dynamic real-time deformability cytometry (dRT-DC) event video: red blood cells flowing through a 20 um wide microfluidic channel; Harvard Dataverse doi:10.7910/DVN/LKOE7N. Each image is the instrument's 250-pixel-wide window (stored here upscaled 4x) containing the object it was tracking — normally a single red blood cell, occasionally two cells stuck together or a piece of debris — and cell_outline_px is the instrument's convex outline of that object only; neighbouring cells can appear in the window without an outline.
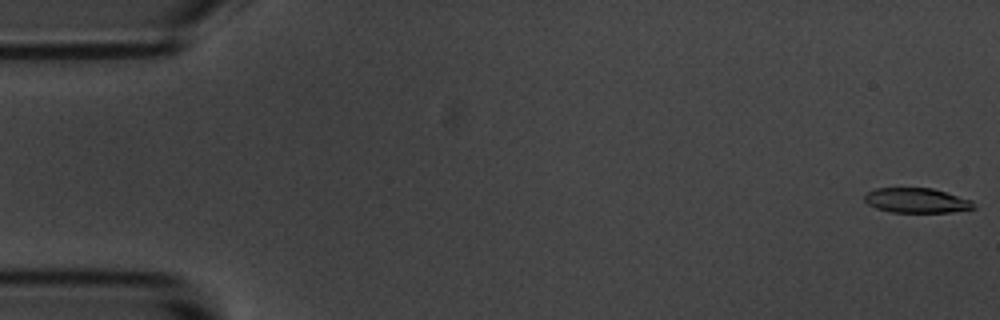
{"species": "common noctule bat (a hibernating species)", "species_latin": "Nyctalus noctula", "temperature_condition": "room temperature", "stored_images_in_passage": 8, "camera_frame_rate_fps": 3000, "um_per_image_px": 0.085, "animal": {"sex": "male", "body_mass_g": 20.1, "forearm_length_mm": 53.5}, "frame": {"image": 1, "passage_image": 1, "time_ms": 0.0, "image_size_px": [1000, 320], "cell_outline_px": [[976, 208], [952, 212], [892, 212], [876, 208], [868, 204], [864, 200], [864, 196], [868, 192], [876, 188], [932, 188], [972, 200]], "centroid_in_image_um": [77.92, 17.04], "position_along_channel_um": 7.1, "area_um2": 15.72}}
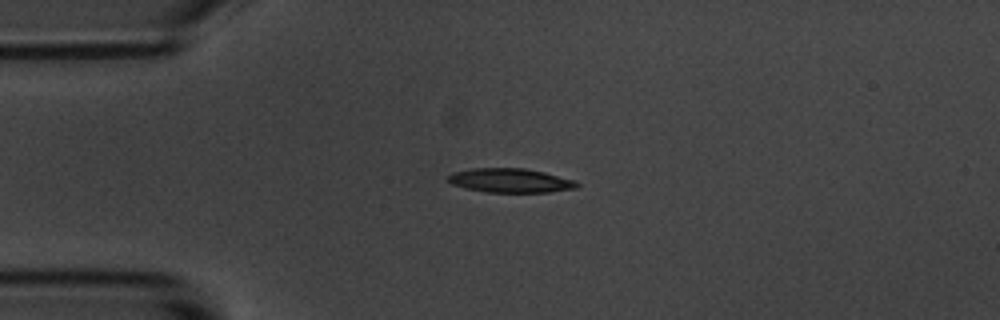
{"frame": {"image": 2, "passage_image": 5, "time_ms": 4.333, "image_size_px": [1000, 320], "cell_outline_px": [[580, 184], [576, 188], [548, 192], [484, 192], [452, 184], [448, 180], [448, 176], [452, 172], [472, 168], [524, 168], [544, 172], [576, 180]], "centroid_in_image_um": [43.4, 15.33], "position_along_channel_um": 41.6, "area_um2": 18.09}}
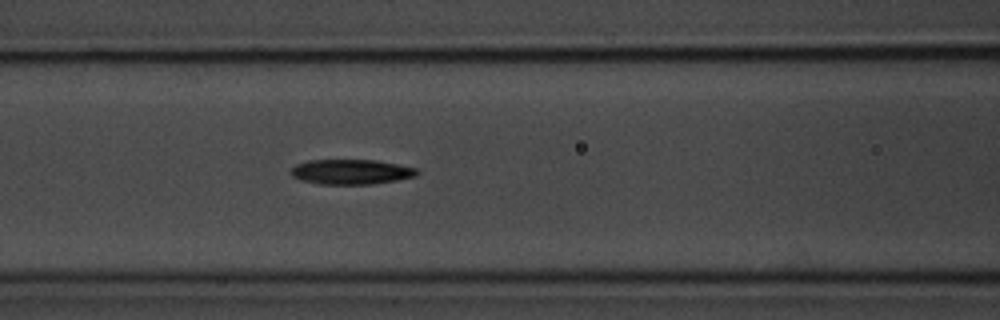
{"frame": {"image": 3, "passage_image": 8, "time_ms": 7.667, "image_size_px": [1000, 320], "cell_outline_px": [[420, 172], [416, 176], [396, 180], [372, 184], [320, 184], [300, 180], [292, 176], [292, 168], [296, 164], [308, 160], [376, 160], [416, 168]], "centroid_in_image_um": [29.84, 14.6], "position_along_channel_um": 136.8, "area_um2": 18.26}}